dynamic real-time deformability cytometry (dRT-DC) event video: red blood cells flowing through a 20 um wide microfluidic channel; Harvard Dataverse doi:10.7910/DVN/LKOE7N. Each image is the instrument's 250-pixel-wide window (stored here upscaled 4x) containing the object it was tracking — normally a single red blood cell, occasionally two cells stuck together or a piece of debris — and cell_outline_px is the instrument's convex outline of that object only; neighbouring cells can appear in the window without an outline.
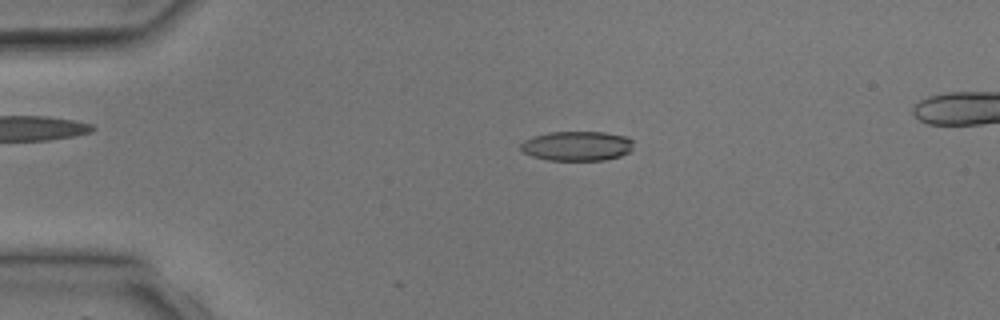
{"species": "common noctule bat (a hibernating species)", "species_latin": "Nyctalus noctula", "temperature_condition": "room temperature", "stored_images_in_passage": 4, "camera_frame_rate_fps": 3000, "um_per_image_px": 0.085, "animal": {"sex": "male", "body_mass_g": 17.9, "forearm_length_mm": 54.2}, "frame": {"image": 1, "passage_image": 2, "time_ms": 1.0, "image_size_px": [1000, 320], "cell_outline_px": [[632, 148], [628, 152], [620, 156], [604, 160], [548, 160], [532, 156], [524, 152], [520, 148], [520, 144], [524, 140], [532, 136], [548, 132], [604, 132], [624, 136], [632, 140]], "centroid_in_image_um": [49.01, 12.4], "position_along_channel_um": 36.0, "area_um2": 19.42}}